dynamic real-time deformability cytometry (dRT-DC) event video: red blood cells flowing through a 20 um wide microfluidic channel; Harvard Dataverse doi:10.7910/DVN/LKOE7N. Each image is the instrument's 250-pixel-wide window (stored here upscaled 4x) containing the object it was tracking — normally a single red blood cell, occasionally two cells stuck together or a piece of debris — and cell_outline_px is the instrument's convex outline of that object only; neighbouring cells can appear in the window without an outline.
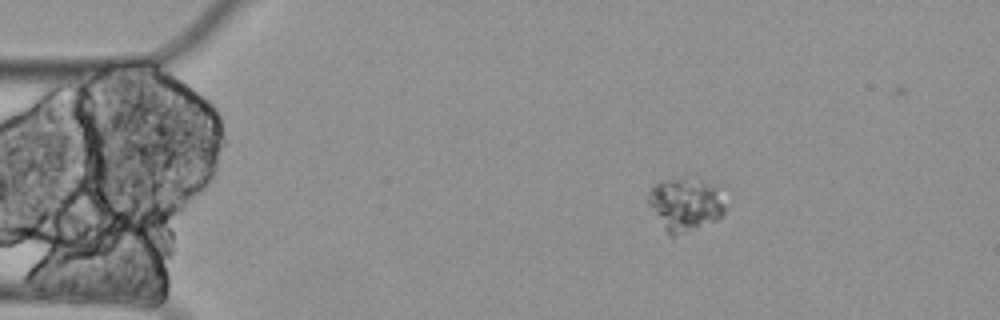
{"species": "Egyptian fruit bat (a non-hibernating species)", "species_latin": "Rousettus aegyptiacus", "temperature_condition": "cold", "stored_images_in_passage": 3, "camera_frame_rate_fps": 3000, "um_per_image_px": 0.085, "animal": {"sex": "female"}, "frame": {"image": 1, "passage_image": 1, "time_ms": 0.0, "image_size_px": [1000, 320], "cell_outline_px": [[724, 216], [716, 220], [684, 232], [672, 236], [668, 236], [648, 204], [648, 192], [656, 184], [664, 180], [684, 176], [716, 184], [724, 204]], "centroid_in_image_um": [58.24, 17.34], "position_along_channel_um": 26.8, "area_um2": 23.81}}